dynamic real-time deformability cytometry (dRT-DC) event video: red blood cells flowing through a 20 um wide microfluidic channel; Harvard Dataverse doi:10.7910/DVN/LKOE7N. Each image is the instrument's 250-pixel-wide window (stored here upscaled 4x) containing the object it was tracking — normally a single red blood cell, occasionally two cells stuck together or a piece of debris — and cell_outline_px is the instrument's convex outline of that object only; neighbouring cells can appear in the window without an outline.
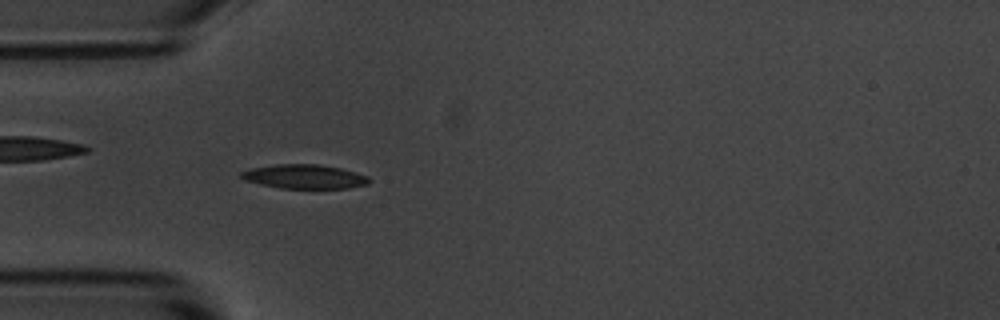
{"species": "common noctule bat (a hibernating species)", "species_latin": "Nyctalus noctula", "temperature_condition": "room temperature", "stored_images_in_passage": 4, "camera_frame_rate_fps": 3000, "um_per_image_px": 0.085, "animal": {"sex": "male", "body_mass_g": 20.1, "forearm_length_mm": 53.5}, "frame": {"image": 1, "passage_image": 4, "time_ms": 1.0, "image_size_px": [1000, 320], "cell_outline_px": [[372, 180], [368, 184], [348, 188], [280, 188], [260, 184], [244, 180], [240, 176], [240, 172], [252, 168], [276, 164], [320, 164], [340, 168], [368, 176]], "centroid_in_image_um": [25.88, 15.01], "position_along_channel_um": 59.1, "area_um2": 17.98}}